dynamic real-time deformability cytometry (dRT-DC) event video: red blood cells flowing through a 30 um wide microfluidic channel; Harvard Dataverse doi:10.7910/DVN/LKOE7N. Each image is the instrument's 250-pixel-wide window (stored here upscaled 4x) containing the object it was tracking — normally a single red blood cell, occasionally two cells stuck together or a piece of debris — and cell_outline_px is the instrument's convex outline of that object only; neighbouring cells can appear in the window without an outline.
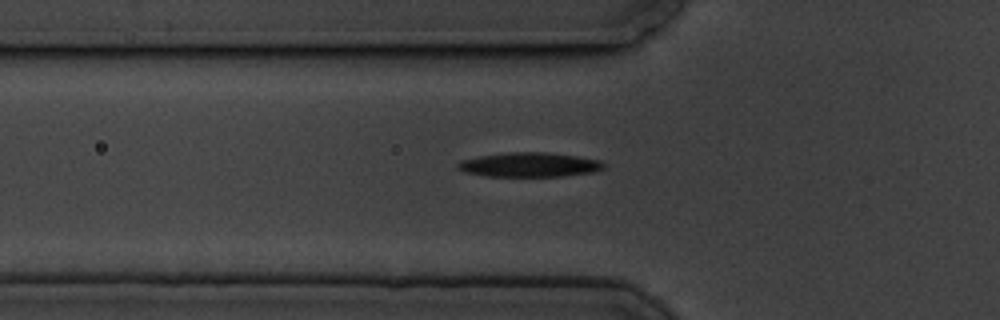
{"species": "common noctule bat (a hibernating species)", "species_latin": "Nyctalus noctula", "temperature_condition": "cold", "stored_images_in_passage": 41, "camera_frame_rate_fps": 3000, "um_per_image_px": 0.085, "animal": {"sex": "male", "body_mass_g": 19.5, "forearm_length_mm": 54.6}, "frame": {"image": 1, "passage_image": 2, "time_ms": 0.333, "image_size_px": [1000, 320], "cell_outline_px": [[604, 168], [596, 172], [560, 176], [488, 176], [464, 172], [456, 168], [456, 164], [460, 160], [480, 156], [512, 152], [548, 152], [576, 156], [600, 160], [604, 164]], "centroid_in_image_um": [45.0, 14.0], "position_along_channel_um": 80.8, "area_um2": 20.75}}
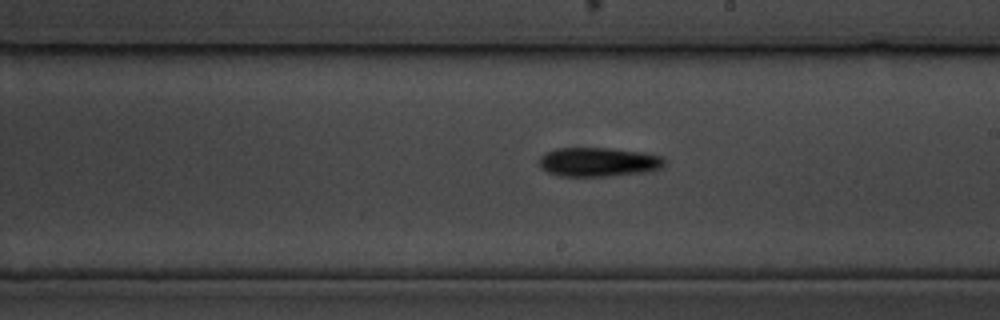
{"frame": {"image": 2, "passage_image": 16, "time_ms": 5.0, "image_size_px": [1000, 320], "cell_outline_px": [[664, 164], [660, 168], [648, 172], [608, 176], [560, 176], [548, 172], [540, 168], [540, 156], [544, 152], [556, 148], [612, 148], [640, 152], [660, 156], [664, 160]], "centroid_in_image_um": [50.82, 13.77], "position_along_channel_um": 238.2, "area_um2": 21.27}}
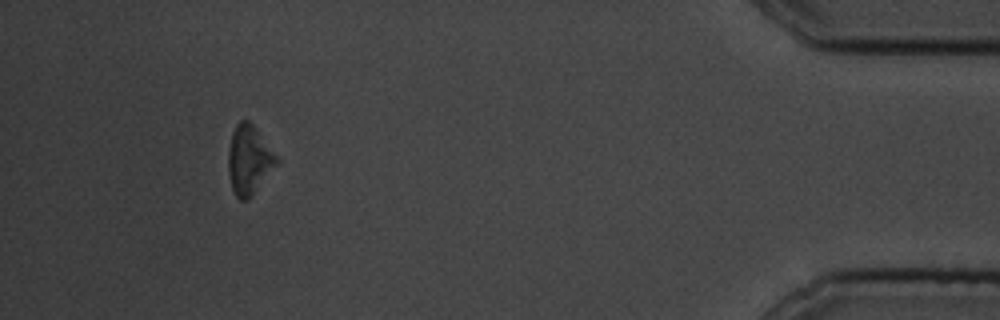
{"frame": {"image": 3, "passage_image": 37, "time_ms": 12.0, "image_size_px": [1000, 320], "cell_outline_px": [[280, 160], [248, 200], [240, 200], [236, 196], [232, 188], [228, 172], [228, 152], [232, 132], [236, 124], [240, 120], [248, 120], [256, 128]], "centroid_in_image_um": [21.15, 13.58], "position_along_channel_um": 414.0, "area_um2": 19.25}, "authors_computed_cell_mechanics": {"area_um2": 20.4034, "velocity_mm_per_s": 3.3667, "shape_relaxation_time_tau1_ms": 3.3377, "shape_relaxation_time_tau2_ms": null, "deformation_change_tau1": 0.1113, "deformation_change_tau2": null}}